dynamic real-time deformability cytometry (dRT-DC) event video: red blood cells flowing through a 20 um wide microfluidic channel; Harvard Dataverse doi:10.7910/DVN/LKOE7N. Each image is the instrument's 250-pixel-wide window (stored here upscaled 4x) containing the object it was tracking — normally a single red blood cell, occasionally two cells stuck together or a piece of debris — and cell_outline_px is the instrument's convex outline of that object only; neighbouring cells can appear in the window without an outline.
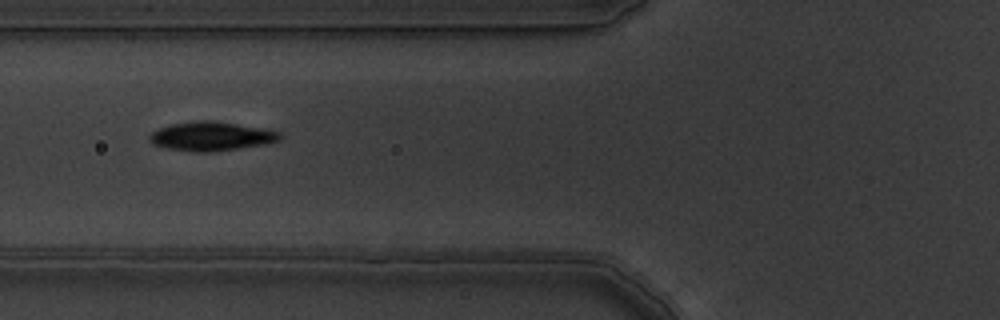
{"species": "common noctule bat (a hibernating species)", "species_latin": "Nyctalus noctula", "temperature_condition": "warm", "stored_images_in_passage": 6, "camera_frame_rate_fps": 3000, "um_per_image_px": 0.085, "animal": {"sex": "male", "body_mass_g": 19.5, "forearm_length_mm": 54.6}, "frame": {"image": 1, "passage_image": 2, "time_ms": 0.333, "image_size_px": [1000, 320], "cell_outline_px": [[284, 136], [280, 140], [268, 144], [212, 152], [192, 152], [168, 148], [152, 144], [148, 140], [148, 136], [152, 132], [160, 128], [172, 124], [200, 120], [212, 120], [260, 128], [280, 132]], "centroid_in_image_um": [17.97, 11.59], "position_along_channel_um": 107.8, "area_um2": 22.08}}